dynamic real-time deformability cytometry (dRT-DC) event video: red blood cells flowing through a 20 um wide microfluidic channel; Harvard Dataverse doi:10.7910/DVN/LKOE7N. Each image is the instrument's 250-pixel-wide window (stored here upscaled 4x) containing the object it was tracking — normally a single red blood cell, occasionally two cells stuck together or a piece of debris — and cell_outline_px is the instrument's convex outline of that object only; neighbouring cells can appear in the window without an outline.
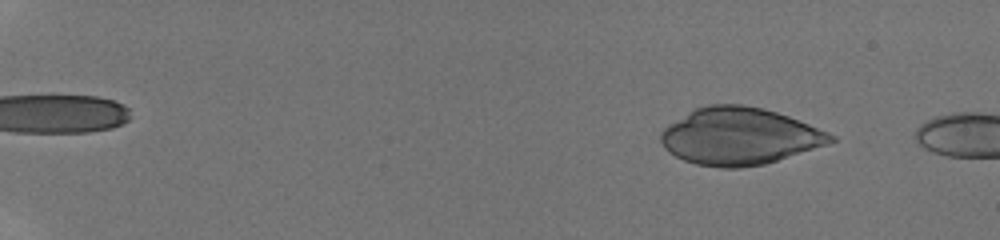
{"species": "human", "species_latin": "Homo sapiens", "temperature_condition": "room temperature", "stored_images_in_passage": 14, "camera_frame_rate_fps": 3000, "um_per_image_px": 0.085, "donor": {"sex": "male"}, "frame": {"image": 1, "passage_image": 9, "time_ms": 1.667, "image_size_px": [1000, 240], "cell_outline_px": [[836, 140], [828, 144], [764, 164], [740, 168], [720, 168], [696, 164], [684, 160], [668, 152], [664, 148], [660, 140], [660, 132], [668, 124], [688, 112], [696, 108], [708, 104], [744, 104], [764, 108], [788, 116], [828, 132], [836, 136]], "centroid_in_image_um": [62.82, 11.58], "position_along_channel_um": 22.2, "area_um2": 56.47}}